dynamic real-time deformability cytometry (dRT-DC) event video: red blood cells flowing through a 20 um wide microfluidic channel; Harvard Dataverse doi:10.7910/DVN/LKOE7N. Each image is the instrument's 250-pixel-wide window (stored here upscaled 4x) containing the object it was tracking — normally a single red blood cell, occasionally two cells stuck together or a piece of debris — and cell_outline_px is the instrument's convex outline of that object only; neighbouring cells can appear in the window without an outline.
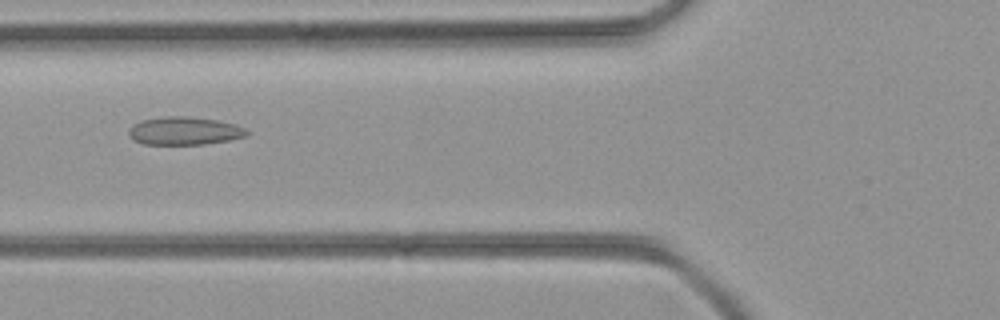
{"species": "common noctule bat (a hibernating species)", "species_latin": "Nyctalus noctula", "temperature_condition": "room temperature", "stored_images_in_passage": 33, "camera_frame_rate_fps": 3000, "um_per_image_px": 0.085, "animal": {"sex": "female", "body_mass_g": 21.9}, "frame": {"image": 1, "passage_image": 5, "time_ms": 1.333, "image_size_px": [1000, 320], "cell_outline_px": [[248, 132], [244, 136], [228, 140], [204, 144], [144, 144], [132, 140], [128, 136], [128, 128], [132, 124], [140, 120], [160, 116], [188, 116], [216, 120], [236, 124], [244, 128]], "centroid_in_image_um": [15.58, 11.11], "position_along_channel_um": 110.2, "area_um2": 19.42}}
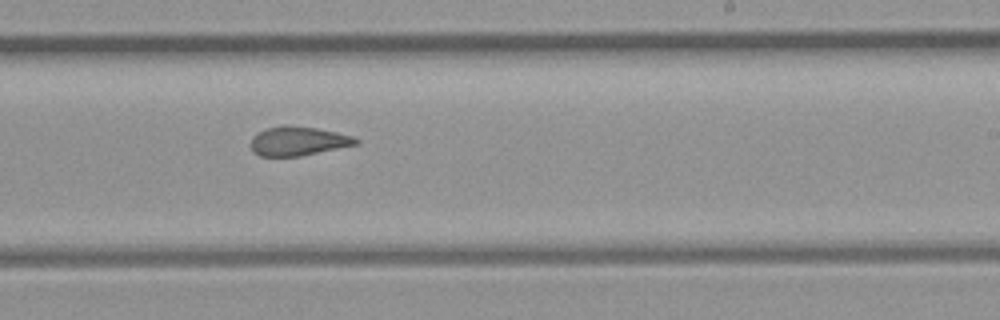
{"frame": {"image": 2, "passage_image": 15, "time_ms": 4.667, "image_size_px": [1000, 320], "cell_outline_px": [[360, 140], [356, 144], [300, 156], [260, 156], [252, 152], [248, 144], [252, 136], [264, 128], [284, 124], [316, 128], [336, 132], [352, 136]], "centroid_in_image_um": [25.24, 11.98], "position_along_channel_um": 263.8, "area_um2": 17.98}}
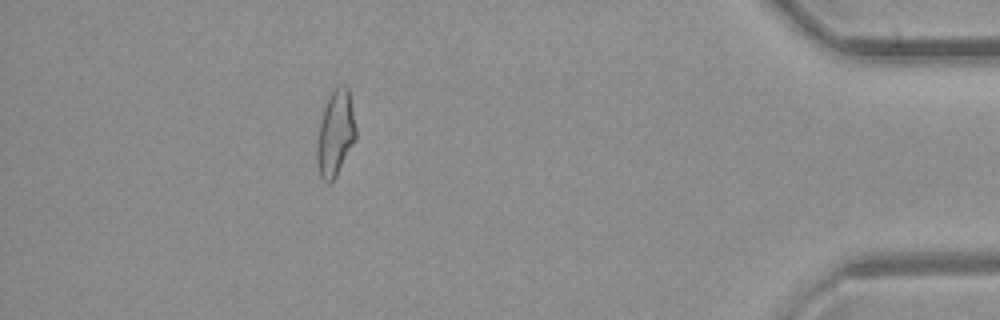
{"frame": {"image": 3, "passage_image": 28, "time_ms": 9.0, "image_size_px": [1000, 320], "cell_outline_px": [[356, 140], [336, 176], [328, 184], [320, 176], [316, 164], [316, 148], [320, 120], [328, 96], [340, 84], [344, 84], [348, 88], [356, 128]], "centroid_in_image_um": [28.5, 11.35], "position_along_channel_um": 406.7, "area_um2": 19.48}}